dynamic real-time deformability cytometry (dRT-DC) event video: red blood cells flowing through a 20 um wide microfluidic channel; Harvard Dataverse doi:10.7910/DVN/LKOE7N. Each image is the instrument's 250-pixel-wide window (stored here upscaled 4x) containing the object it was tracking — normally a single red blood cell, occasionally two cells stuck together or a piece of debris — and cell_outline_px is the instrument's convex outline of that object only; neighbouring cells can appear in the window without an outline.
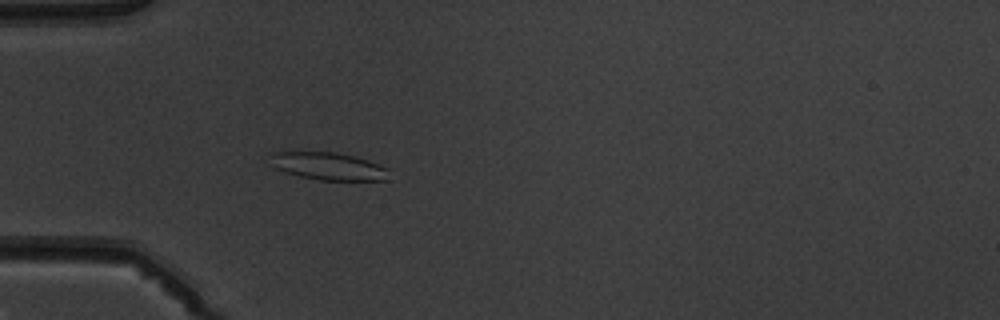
{"species": "common noctule bat (a hibernating species)", "species_latin": "Nyctalus noctula", "temperature_condition": "warm", "stored_images_in_passage": 4, "camera_frame_rate_fps": 3000, "um_per_image_px": 0.085, "animal": {"sex": "male", "body_mass_g": 19.5, "forearm_length_mm": 54.6}, "frame": {"image": 1, "passage_image": 4, "time_ms": 4.333, "image_size_px": [1000, 320], "cell_outline_px": [[388, 180], [320, 180], [300, 176], [284, 172], [276, 168], [272, 164], [272, 152], [336, 152], [368, 160], [388, 168]], "centroid_in_image_um": [27.94, 14.13], "position_along_channel_um": 57.1, "area_um2": 18.84}}